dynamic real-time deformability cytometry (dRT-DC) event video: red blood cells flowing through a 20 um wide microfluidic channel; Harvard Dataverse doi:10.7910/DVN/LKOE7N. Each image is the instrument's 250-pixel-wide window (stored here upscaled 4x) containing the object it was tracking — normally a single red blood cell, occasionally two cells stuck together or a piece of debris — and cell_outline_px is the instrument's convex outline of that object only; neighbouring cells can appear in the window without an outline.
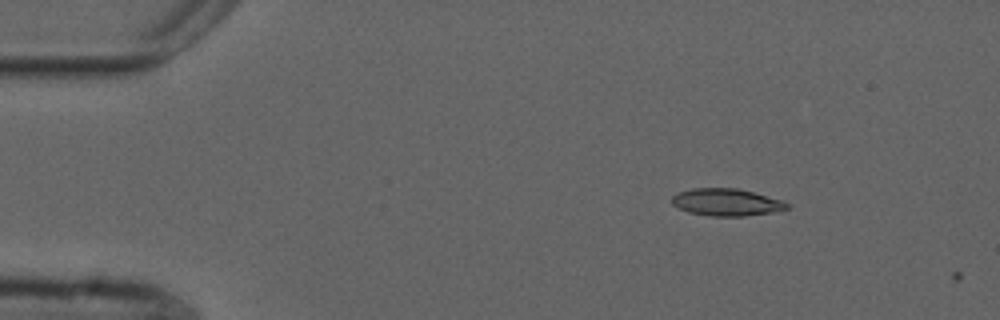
{"species": "common noctule bat (a hibernating species)", "species_latin": "Nyctalus noctula", "temperature_condition": "cold", "stored_images_in_passage": 2, "camera_frame_rate_fps": 3000, "um_per_image_px": 0.085, "animal": {"sex": "male", "forearm_length_mm": 52.5}, "frame": {"image": 1, "passage_image": 1, "time_ms": 0.0, "image_size_px": [1000, 320], "cell_outline_px": [[788, 208], [772, 212], [744, 216], [708, 216], [688, 212], [672, 204], [672, 196], [676, 192], [692, 188], [736, 188], [784, 200], [788, 204]], "centroid_in_image_um": [61.72, 17.18], "position_along_channel_um": 23.3, "area_um2": 18.26}}